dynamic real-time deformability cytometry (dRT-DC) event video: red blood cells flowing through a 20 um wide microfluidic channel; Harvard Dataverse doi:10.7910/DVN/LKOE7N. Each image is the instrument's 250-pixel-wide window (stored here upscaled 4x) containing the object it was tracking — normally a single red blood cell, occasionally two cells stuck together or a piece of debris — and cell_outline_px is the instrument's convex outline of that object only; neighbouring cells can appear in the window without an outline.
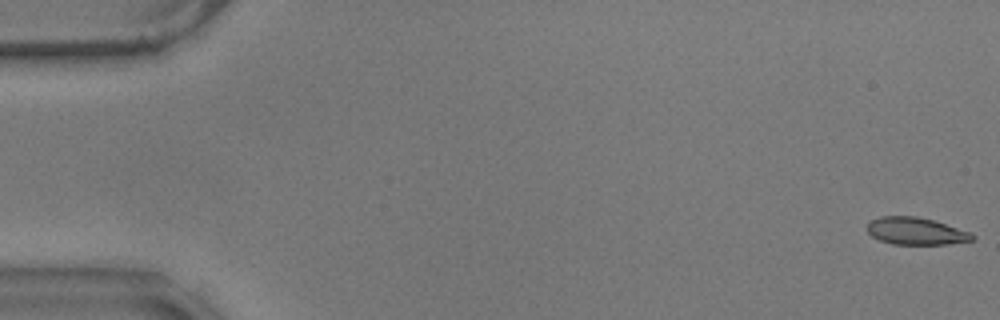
{"species": "common noctule bat (a hibernating species)", "species_latin": "Nyctalus noctula", "temperature_condition": "warm", "stored_images_in_passage": 57, "camera_frame_rate_fps": 3000, "um_per_image_px": 0.085, "animal": {"sex": "male", "body_mass_g": 17.9}, "frame": {"image": 1, "passage_image": 1, "time_ms": 0.0, "image_size_px": [1000, 320], "cell_outline_px": [[976, 236], [972, 240], [948, 244], [892, 244], [880, 240], [872, 236], [868, 232], [868, 220], [880, 216], [916, 216], [932, 220], [972, 232]], "centroid_in_image_um": [77.84, 19.64], "position_along_channel_um": 7.2, "area_um2": 16.7}}
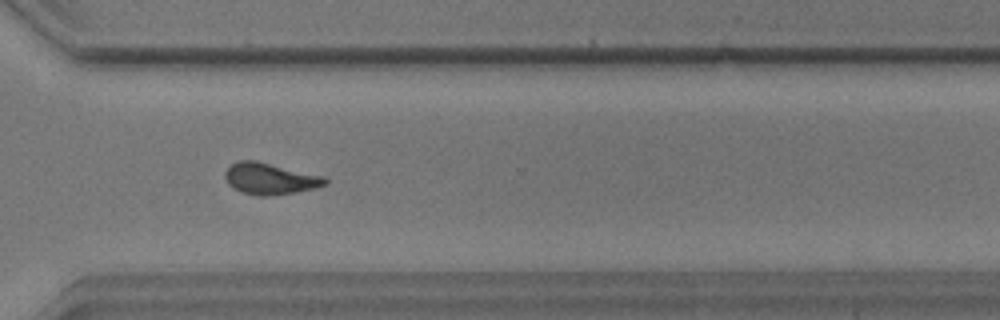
{"frame": {"image": 2, "passage_image": 42, "time_ms": 13.667, "image_size_px": [1000, 320], "cell_outline_px": [[328, 184], [316, 188], [296, 192], [272, 196], [260, 196], [244, 192], [232, 188], [228, 184], [224, 176], [224, 172], [232, 164], [240, 160], [256, 160], [324, 176], [328, 180]], "centroid_in_image_um": [22.97, 15.19], "position_along_channel_um": 347.6, "area_um2": 18.44}}
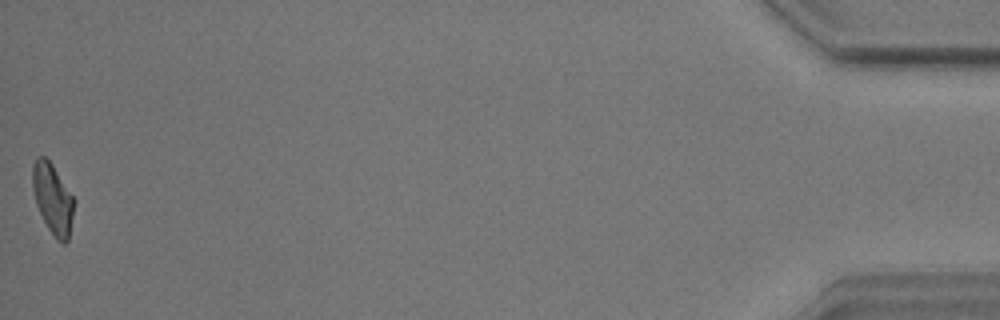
{"frame": {"image": 3, "passage_image": 57, "time_ms": 18.667, "image_size_px": [1000, 320], "cell_outline_px": [[76, 200], [68, 240], [64, 244], [56, 240], [48, 228], [36, 204], [32, 188], [32, 164], [36, 156], [44, 156], [52, 164]], "centroid_in_image_um": [4.49, 16.88], "position_along_channel_um": 430.7, "area_um2": 17.17}, "authors_computed_cell_mechanics": {"area_um2": 17.918, "velocity_mm_per_s": 3.5566, "shape_relaxation_time_tau1_ms": 5.9569, "shape_relaxation_time_tau2_ms": 0.9688, "deformation_change_tau1": 0.1622, "deformation_change_tau2": 0.0642}}